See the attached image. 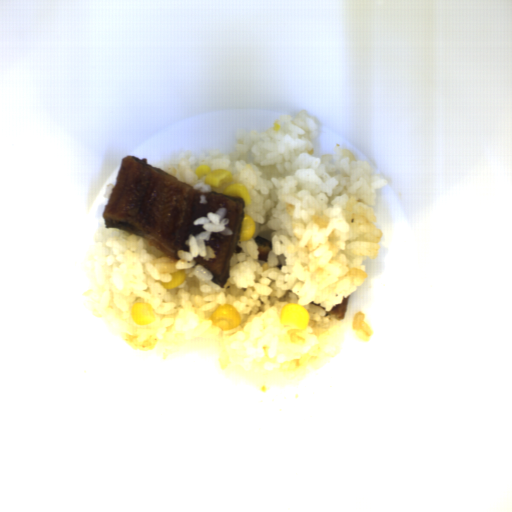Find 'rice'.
Instances as JSON below:
<instances>
[{
	"label": "rice",
	"instance_id": "acb35da6",
	"mask_svg": "<svg viewBox=\"0 0 512 512\" xmlns=\"http://www.w3.org/2000/svg\"><path fill=\"white\" fill-rule=\"evenodd\" d=\"M199 202H200V204L208 203L207 196H205L204 194L200 195V201Z\"/></svg>",
	"mask_w": 512,
	"mask_h": 512
},
{
	"label": "rice",
	"instance_id": "652b925c",
	"mask_svg": "<svg viewBox=\"0 0 512 512\" xmlns=\"http://www.w3.org/2000/svg\"><path fill=\"white\" fill-rule=\"evenodd\" d=\"M318 132L316 117L301 111L264 131L235 133L231 151L214 149L207 157L188 152L161 171L205 193L224 194L242 183L250 200L244 202V214L254 222V235L237 241L241 250L231 253L229 278L221 287L194 258H217L205 243L212 233L232 235L225 227L226 208L193 220L205 231L189 234L184 242L189 250H178L179 260L104 223L86 261L94 286L83 296L95 318L131 348L161 360L175 355L184 342L211 341L222 368L253 377L295 372L335 356L345 317L338 320L327 312L368 278L365 261L377 257L384 234L376 226V195L388 180L372 175L370 162L339 146L333 154L315 157ZM204 164L230 171L232 181L206 185L205 175H196ZM258 235L272 243L267 262L258 260ZM182 269L187 277L176 289L160 285ZM137 302L152 304L151 324L132 321L130 307ZM288 303L305 308L307 329L279 323ZM226 304L235 307L241 323L225 331L210 316Z\"/></svg>",
	"mask_w": 512,
	"mask_h": 512
},
{
	"label": "rice",
	"instance_id": "8eca5e8b",
	"mask_svg": "<svg viewBox=\"0 0 512 512\" xmlns=\"http://www.w3.org/2000/svg\"><path fill=\"white\" fill-rule=\"evenodd\" d=\"M116 184H113V183H110L107 185L106 189H105V193H104V198H108L110 197L114 187H115Z\"/></svg>",
	"mask_w": 512,
	"mask_h": 512
},
{
	"label": "rice",
	"instance_id": "023b6e5f",
	"mask_svg": "<svg viewBox=\"0 0 512 512\" xmlns=\"http://www.w3.org/2000/svg\"><path fill=\"white\" fill-rule=\"evenodd\" d=\"M365 313L364 312H356L353 319H352V328L356 334V336L361 341H369L372 336V330L369 327L367 323L364 322L365 320Z\"/></svg>",
	"mask_w": 512,
	"mask_h": 512
}]
</instances>
